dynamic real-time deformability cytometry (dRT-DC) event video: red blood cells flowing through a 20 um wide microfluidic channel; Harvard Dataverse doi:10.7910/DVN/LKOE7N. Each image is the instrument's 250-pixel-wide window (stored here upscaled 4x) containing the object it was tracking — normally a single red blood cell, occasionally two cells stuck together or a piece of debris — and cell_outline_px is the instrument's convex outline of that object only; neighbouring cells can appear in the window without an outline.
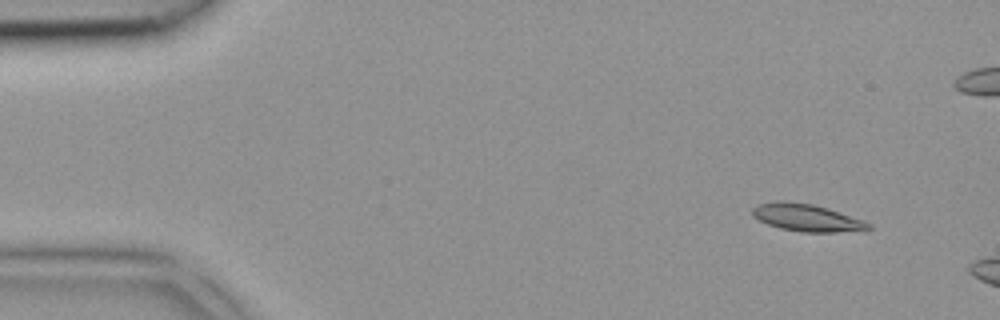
{"species": "common noctule bat (a hibernating species)", "species_latin": "Nyctalus noctula", "temperature_condition": "room temperature", "stored_images_in_passage": 4, "camera_frame_rate_fps": 3000, "um_per_image_px": 0.085, "animal": {"sex": "female", "body_mass_g": 18.4}, "frame": {"image": 1, "passage_image": 2, "time_ms": 0.333, "image_size_px": [1000, 320], "cell_outline_px": [[872, 228], [836, 232], [804, 232], [780, 228], [768, 224], [752, 216], [752, 208], [756, 204], [780, 200], [784, 200], [812, 204], [828, 208], [864, 220], [872, 224]], "centroid_in_image_um": [68.54, 18.48], "position_along_channel_um": 16.5, "area_um2": 18.44}}